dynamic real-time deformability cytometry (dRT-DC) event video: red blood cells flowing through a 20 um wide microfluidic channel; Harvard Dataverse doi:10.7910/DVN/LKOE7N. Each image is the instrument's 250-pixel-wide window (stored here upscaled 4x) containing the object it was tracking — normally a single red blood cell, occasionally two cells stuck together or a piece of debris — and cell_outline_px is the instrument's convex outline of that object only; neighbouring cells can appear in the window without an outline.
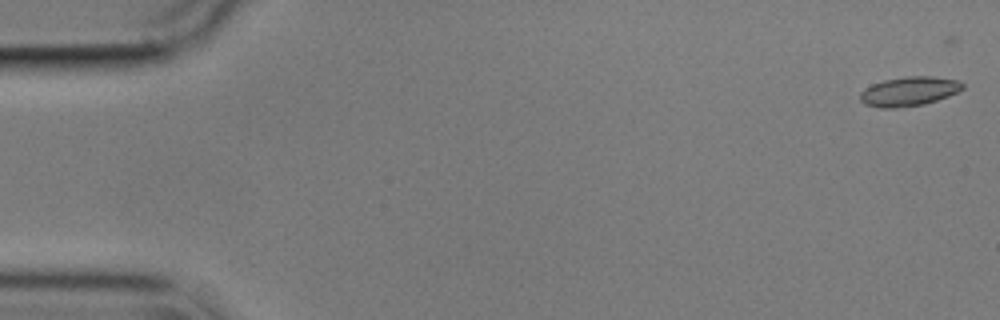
{"species": "common noctule bat (a hibernating species)", "species_latin": "Nyctalus noctula", "temperature_condition": "cold", "stored_images_in_passage": 47, "camera_frame_rate_fps": 3000, "um_per_image_px": 0.085, "animal": {"sex": "male", "body_mass_g": 17.9}, "frame": {"image": 1, "passage_image": 2, "time_ms": 0.333, "image_size_px": [1000, 320], "cell_outline_px": [[964, 88], [948, 96], [924, 104], [896, 108], [880, 108], [864, 104], [860, 100], [860, 92], [864, 88], [872, 84], [884, 80], [904, 76], [932, 76], [960, 80], [964, 84]], "centroid_in_image_um": [77.25, 7.76], "position_along_channel_um": 7.7, "area_um2": 17.63}}
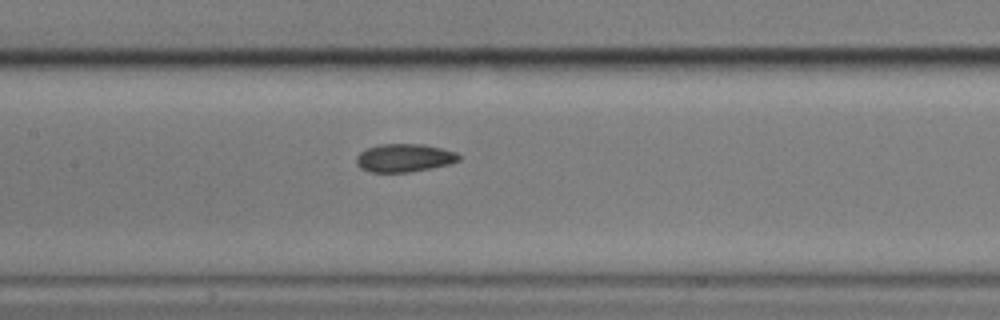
{"frame": {"image": 2, "passage_image": 27, "time_ms": 8.667, "image_size_px": [1000, 320], "cell_outline_px": [[460, 160], [452, 164], [432, 168], [408, 172], [372, 172], [360, 168], [356, 164], [356, 156], [360, 152], [368, 148], [380, 144], [424, 144], [456, 152], [460, 156]], "centroid_in_image_um": [34.38, 13.42], "position_along_channel_um": 173.0, "area_um2": 16.88}}
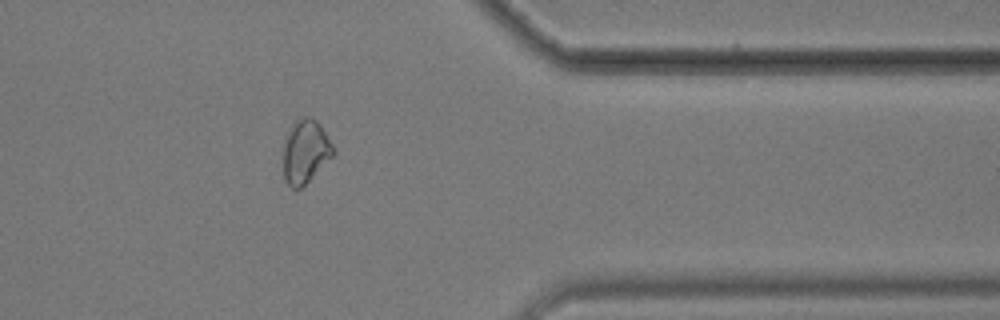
{"frame": {"image": 3, "passage_image": 46, "time_ms": 15.0, "image_size_px": [1000, 320], "cell_outline_px": [[336, 152], [300, 188], [292, 188], [284, 180], [284, 144], [292, 124], [300, 116], [312, 116], [320, 124], [332, 144]], "centroid_in_image_um": [25.96, 12.83], "position_along_channel_um": 385.4, "area_um2": 18.15}}